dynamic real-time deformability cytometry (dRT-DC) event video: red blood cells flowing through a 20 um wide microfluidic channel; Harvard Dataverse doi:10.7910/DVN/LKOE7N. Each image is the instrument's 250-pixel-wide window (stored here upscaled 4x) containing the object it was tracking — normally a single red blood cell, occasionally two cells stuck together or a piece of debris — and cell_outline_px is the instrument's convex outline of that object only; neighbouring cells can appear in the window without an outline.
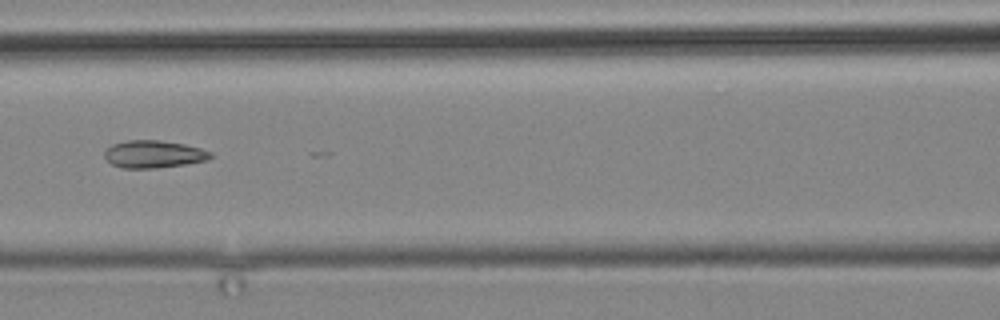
{"species": "common noctule bat (a hibernating species)", "species_latin": "Nyctalus noctula", "temperature_condition": "cold", "stored_images_in_passage": 9, "camera_frame_rate_fps": 3000, "um_per_image_px": 0.085, "animal": {"sex": "male", "body_mass_g": 19.2, "forearm_length_mm": 51.8}, "frame": {"image": 1, "passage_image": 4, "time_ms": 4.333, "image_size_px": [1000, 320], "cell_outline_px": [[212, 156], [208, 160], [184, 164], [152, 168], [124, 168], [112, 164], [104, 156], [104, 152], [112, 144], [128, 140], [160, 140], [184, 144], [200, 148], [212, 152]], "centroid_in_image_um": [13.07, 13.09], "position_along_channel_um": 153.5, "area_um2": 16.82}}
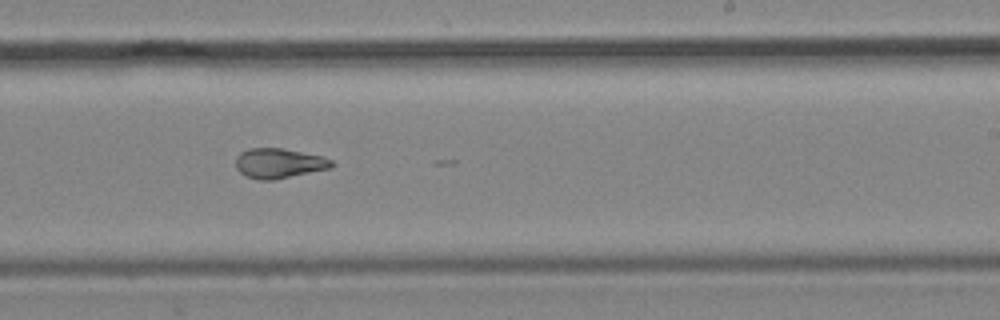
{"frame": {"image": 2, "passage_image": 7, "time_ms": 7.667, "image_size_px": [1000, 320], "cell_outline_px": [[336, 164], [332, 168], [272, 180], [260, 180], [244, 176], [236, 168], [236, 156], [240, 152], [248, 148], [284, 148], [320, 156], [332, 160]], "centroid_in_image_um": [23.7, 13.88], "position_along_channel_um": 265.3, "area_um2": 16.82}}
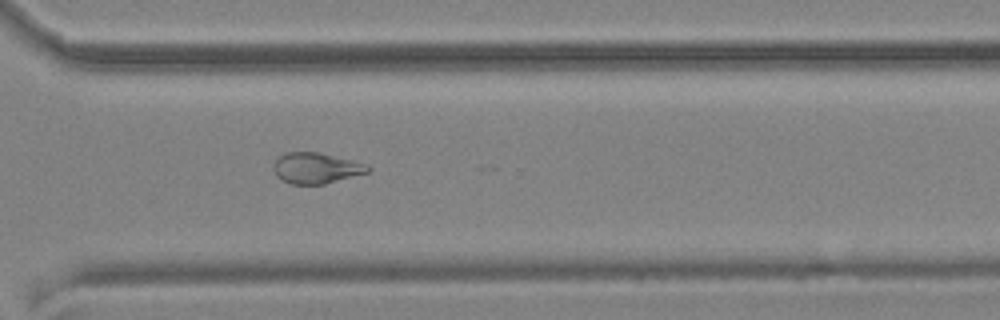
{"frame": {"image": 3, "passage_image": 9, "time_ms": 10.0, "image_size_px": [1000, 320], "cell_outline_px": [[372, 168], [368, 172], [324, 184], [292, 184], [276, 176], [272, 168], [272, 164], [284, 152], [320, 152], [368, 164]], "centroid_in_image_um": [26.86, 14.27], "position_along_channel_um": 343.7, "area_um2": 16.99}}